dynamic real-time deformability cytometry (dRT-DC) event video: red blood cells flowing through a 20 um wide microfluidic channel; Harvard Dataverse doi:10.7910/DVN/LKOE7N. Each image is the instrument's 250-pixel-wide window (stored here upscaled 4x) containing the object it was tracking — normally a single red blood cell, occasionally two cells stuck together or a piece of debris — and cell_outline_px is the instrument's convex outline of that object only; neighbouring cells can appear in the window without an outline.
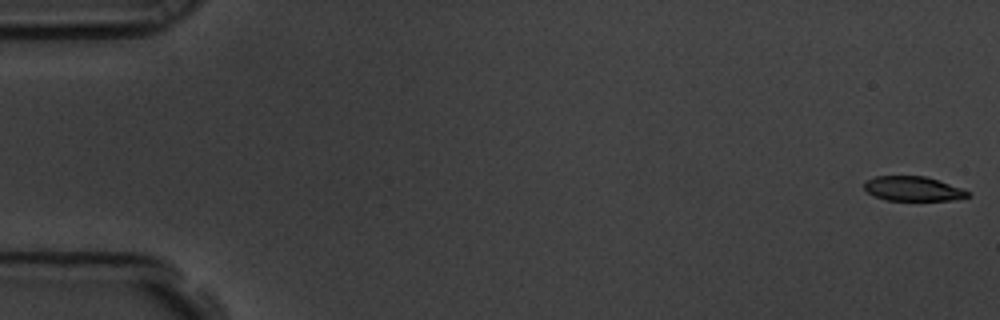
{"species": "common noctule bat (a hibernating species)", "species_latin": "Nyctalus noctula", "temperature_condition": "room temperature", "stored_images_in_passage": 53, "camera_frame_rate_fps": 3000, "um_per_image_px": 0.085, "animal": {"sex": "male", "body_mass_g": 19.5, "forearm_length_mm": 54.6}, "frame": {"image": 1, "passage_image": 1, "time_ms": 0.0, "image_size_px": [1000, 320], "cell_outline_px": [[972, 196], [952, 200], [884, 200], [868, 192], [864, 188], [864, 184], [868, 180], [876, 176], [924, 176], [940, 180], [964, 188], [972, 192]], "centroid_in_image_um": [77.7, 16.04], "position_along_channel_um": 7.3, "area_um2": 14.97}}
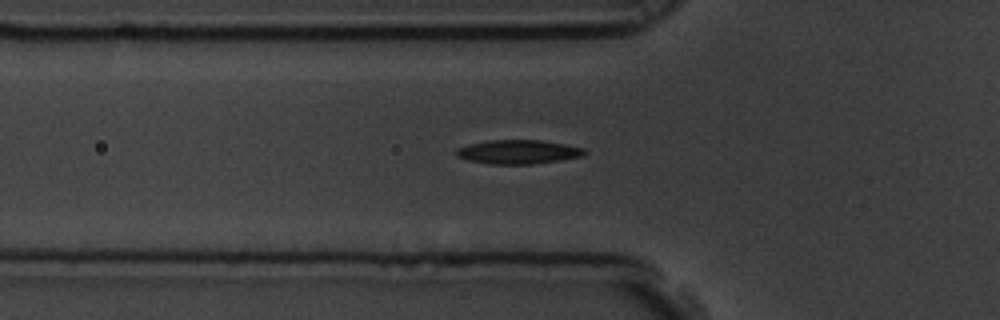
{"frame": {"image": 2, "passage_image": 20, "time_ms": 6.333, "image_size_px": [1000, 320], "cell_outline_px": [[588, 152], [584, 156], [532, 164], [488, 164], [468, 160], [456, 156], [456, 148], [468, 144], [488, 140], [540, 140], [564, 144], [584, 148]], "centroid_in_image_um": [44.03, 12.91], "position_along_channel_um": 81.8, "area_um2": 17.98}}
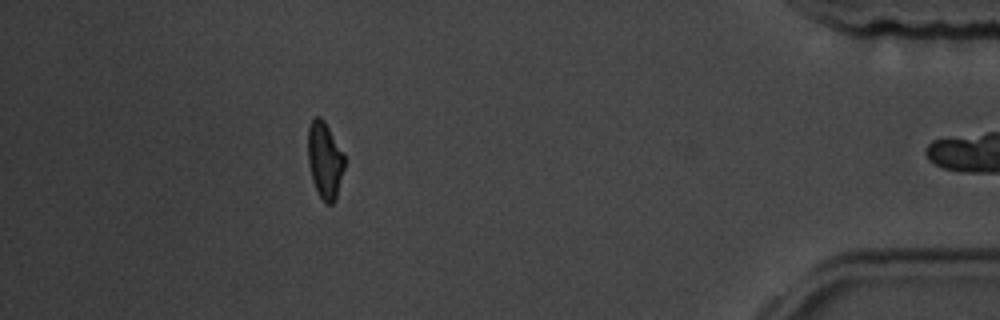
{"frame": {"image": 3, "passage_image": 52, "time_ms": 17.0, "image_size_px": [1000, 320], "cell_outline_px": [[344, 168], [336, 200], [332, 204], [324, 204], [312, 180], [308, 160], [308, 128], [312, 120], [316, 116], [320, 116], [324, 120], [344, 152]], "centroid_in_image_um": [27.62, 13.62], "position_along_channel_um": 407.6, "area_um2": 16.42}}